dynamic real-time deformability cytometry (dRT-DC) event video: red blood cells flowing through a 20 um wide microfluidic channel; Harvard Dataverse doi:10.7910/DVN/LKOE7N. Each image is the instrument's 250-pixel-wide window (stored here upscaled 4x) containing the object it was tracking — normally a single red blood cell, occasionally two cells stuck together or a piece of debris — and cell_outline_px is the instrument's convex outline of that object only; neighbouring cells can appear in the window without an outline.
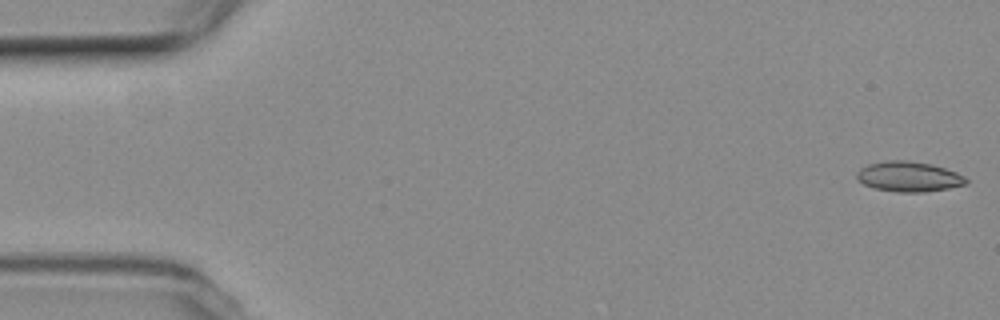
{"species": "common noctule bat (a hibernating species)", "species_latin": "Nyctalus noctula", "temperature_condition": "room temperature", "stored_images_in_passage": 55, "camera_frame_rate_fps": 3000, "um_per_image_px": 0.085, "animal": {"sex": "female", "body_mass_g": 19.3, "forearm_length_mm": 54.1}, "frame": {"image": 1, "passage_image": 1, "time_ms": 0.0, "image_size_px": [1000, 320], "cell_outline_px": [[968, 184], [948, 188], [924, 192], [896, 192], [876, 188], [864, 184], [856, 176], [856, 172], [860, 168], [868, 164], [884, 160], [908, 160], [932, 164], [956, 172], [964, 176], [968, 180]], "centroid_in_image_um": [77.25, 15.0], "position_along_channel_um": 7.7, "area_um2": 19.25}}
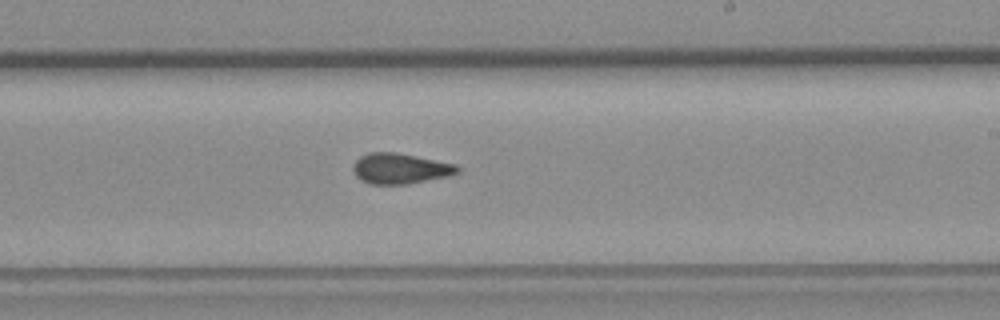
{"frame": {"image": 2, "passage_image": 32, "time_ms": 10.333, "image_size_px": [1000, 320], "cell_outline_px": [[460, 172], [448, 176], [408, 184], [368, 184], [360, 180], [356, 176], [352, 168], [356, 160], [360, 156], [368, 152], [396, 152], [456, 164], [460, 168]], "centroid_in_image_um": [34.0, 14.33], "position_along_channel_um": 255.0, "area_um2": 18.67}}
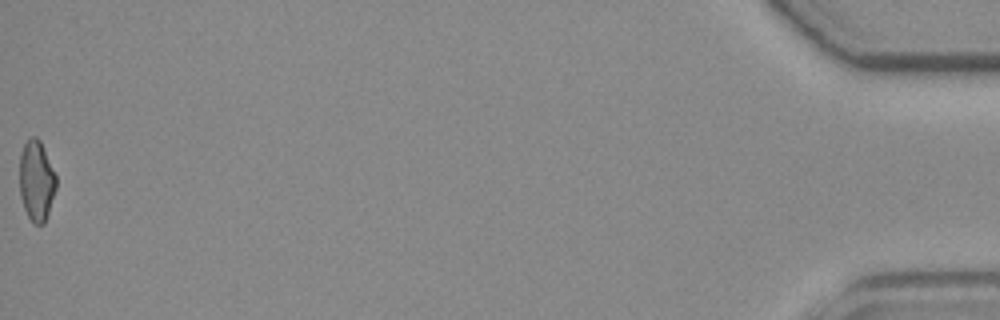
{"frame": {"image": 3, "passage_image": 55, "time_ms": 18.0, "image_size_px": [1000, 320], "cell_outline_px": [[56, 188], [44, 224], [32, 224], [24, 208], [20, 196], [20, 156], [24, 144], [32, 136], [36, 136], [40, 140], [56, 176]], "centroid_in_image_um": [3.09, 15.38], "position_along_channel_um": 432.1, "area_um2": 16.99}, "authors_computed_cell_mechanics": {"area_um2": 18.3804, "velocity_mm_per_s": 3.7284, "shape_relaxation_time_tau1_ms": null, "shape_relaxation_time_tau2_ms": 2.3656, "deformation_change_tau1": null, "deformation_change_tau2": 0.0747}}